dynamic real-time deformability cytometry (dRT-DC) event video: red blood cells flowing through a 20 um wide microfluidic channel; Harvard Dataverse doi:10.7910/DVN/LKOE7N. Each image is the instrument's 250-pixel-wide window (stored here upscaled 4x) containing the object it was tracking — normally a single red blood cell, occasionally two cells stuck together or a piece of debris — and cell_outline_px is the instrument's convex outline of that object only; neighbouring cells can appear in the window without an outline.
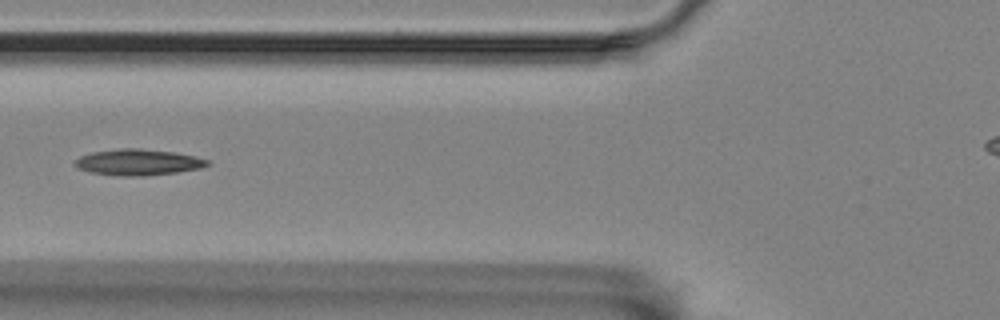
{"species": "Egyptian fruit bat (a non-hibernating species)", "species_latin": "Rousettus aegyptiacus", "temperature_condition": "room temperature", "stored_images_in_passage": 11, "segment_of_instrument_passage": [1, 2], "camera_frame_rate_fps": 3000, "um_per_image_px": 0.085, "animal": {"sex": "female"}, "frame": {"image": 1, "passage_image": 5, "time_ms": 5.0, "image_size_px": [1000, 320], "cell_outline_px": [[212, 164], [200, 168], [176, 172], [144, 176], [116, 176], [92, 172], [76, 168], [72, 164], [80, 156], [92, 152], [120, 148], [140, 148], [172, 152], [192, 156], [208, 160]], "centroid_in_image_um": [11.7, 13.79], "position_along_channel_um": 114.1, "area_um2": 20.11}}
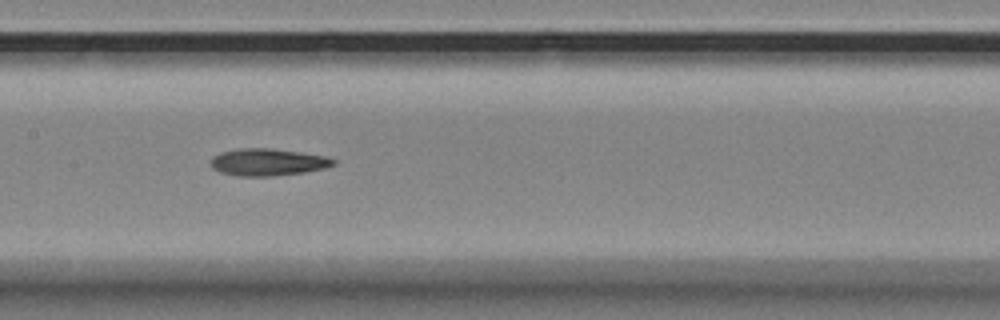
{"frame": {"image": 2, "passage_image": 7, "time_ms": 7.0, "image_size_px": [1000, 320], "cell_outline_px": [[336, 164], [324, 168], [304, 172], [272, 176], [236, 176], [220, 172], [212, 168], [212, 156], [220, 152], [240, 148], [272, 148], [324, 156], [336, 160]], "centroid_in_image_um": [22.74, 13.78], "position_along_channel_um": 184.7, "area_um2": 19.31}}
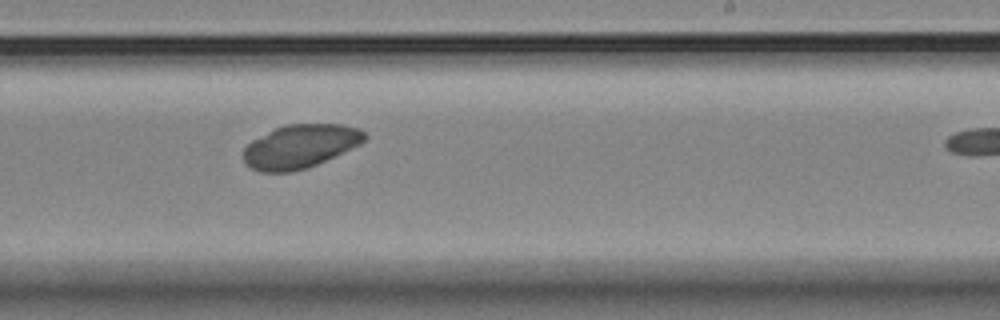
{"frame": {"image": 3, "passage_image": 10, "time_ms": 14.333, "image_size_px": [1000, 320], "cell_outline_px": [[368, 136], [360, 144], [308, 168], [292, 172], [260, 172], [252, 168], [244, 160], [244, 148], [252, 140], [276, 128], [288, 124], [340, 124], [360, 128]], "centroid_in_image_um": [25.53, 12.44], "position_along_channel_um": 263.5, "area_um2": 30.52}}